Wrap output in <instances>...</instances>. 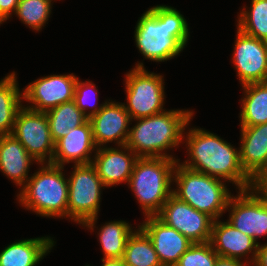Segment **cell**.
Listing matches in <instances>:
<instances>
[{
	"label": "cell",
	"instance_id": "32",
	"mask_svg": "<svg viewBox=\"0 0 267 266\" xmlns=\"http://www.w3.org/2000/svg\"><path fill=\"white\" fill-rule=\"evenodd\" d=\"M253 266H267V243L258 245L257 257Z\"/></svg>",
	"mask_w": 267,
	"mask_h": 266
},
{
	"label": "cell",
	"instance_id": "29",
	"mask_svg": "<svg viewBox=\"0 0 267 266\" xmlns=\"http://www.w3.org/2000/svg\"><path fill=\"white\" fill-rule=\"evenodd\" d=\"M217 257L210 242L193 243L175 266H215Z\"/></svg>",
	"mask_w": 267,
	"mask_h": 266
},
{
	"label": "cell",
	"instance_id": "11",
	"mask_svg": "<svg viewBox=\"0 0 267 266\" xmlns=\"http://www.w3.org/2000/svg\"><path fill=\"white\" fill-rule=\"evenodd\" d=\"M166 225L176 229L192 243H207L211 239L213 219L199 212L173 194L156 215Z\"/></svg>",
	"mask_w": 267,
	"mask_h": 266
},
{
	"label": "cell",
	"instance_id": "36",
	"mask_svg": "<svg viewBox=\"0 0 267 266\" xmlns=\"http://www.w3.org/2000/svg\"><path fill=\"white\" fill-rule=\"evenodd\" d=\"M4 22V20L2 19V17L0 16V24H2Z\"/></svg>",
	"mask_w": 267,
	"mask_h": 266
},
{
	"label": "cell",
	"instance_id": "25",
	"mask_svg": "<svg viewBox=\"0 0 267 266\" xmlns=\"http://www.w3.org/2000/svg\"><path fill=\"white\" fill-rule=\"evenodd\" d=\"M122 259L126 266H162L151 239L140 227L128 237Z\"/></svg>",
	"mask_w": 267,
	"mask_h": 266
},
{
	"label": "cell",
	"instance_id": "10",
	"mask_svg": "<svg viewBox=\"0 0 267 266\" xmlns=\"http://www.w3.org/2000/svg\"><path fill=\"white\" fill-rule=\"evenodd\" d=\"M11 134L24 146L35 162L41 165L45 164V161L47 163V160L48 163L52 162L55 142L51 137L45 112L33 111L23 106L16 115Z\"/></svg>",
	"mask_w": 267,
	"mask_h": 266
},
{
	"label": "cell",
	"instance_id": "23",
	"mask_svg": "<svg viewBox=\"0 0 267 266\" xmlns=\"http://www.w3.org/2000/svg\"><path fill=\"white\" fill-rule=\"evenodd\" d=\"M244 98L240 112L241 126L267 123V81L242 86Z\"/></svg>",
	"mask_w": 267,
	"mask_h": 266
},
{
	"label": "cell",
	"instance_id": "35",
	"mask_svg": "<svg viewBox=\"0 0 267 266\" xmlns=\"http://www.w3.org/2000/svg\"><path fill=\"white\" fill-rule=\"evenodd\" d=\"M102 266H126L122 258L120 259H102Z\"/></svg>",
	"mask_w": 267,
	"mask_h": 266
},
{
	"label": "cell",
	"instance_id": "2",
	"mask_svg": "<svg viewBox=\"0 0 267 266\" xmlns=\"http://www.w3.org/2000/svg\"><path fill=\"white\" fill-rule=\"evenodd\" d=\"M135 28L136 47L151 61L164 62L174 58L188 42V23L170 6L157 5L148 9Z\"/></svg>",
	"mask_w": 267,
	"mask_h": 266
},
{
	"label": "cell",
	"instance_id": "7",
	"mask_svg": "<svg viewBox=\"0 0 267 266\" xmlns=\"http://www.w3.org/2000/svg\"><path fill=\"white\" fill-rule=\"evenodd\" d=\"M104 187L92 163L74 164V171L68 178L67 217L94 230L100 207V190Z\"/></svg>",
	"mask_w": 267,
	"mask_h": 266
},
{
	"label": "cell",
	"instance_id": "31",
	"mask_svg": "<svg viewBox=\"0 0 267 266\" xmlns=\"http://www.w3.org/2000/svg\"><path fill=\"white\" fill-rule=\"evenodd\" d=\"M20 0H0V16L4 21L8 20L16 12Z\"/></svg>",
	"mask_w": 267,
	"mask_h": 266
},
{
	"label": "cell",
	"instance_id": "33",
	"mask_svg": "<svg viewBox=\"0 0 267 266\" xmlns=\"http://www.w3.org/2000/svg\"><path fill=\"white\" fill-rule=\"evenodd\" d=\"M247 261L248 260H246V262L244 263L241 260L218 256L215 266H247V263H248Z\"/></svg>",
	"mask_w": 267,
	"mask_h": 266
},
{
	"label": "cell",
	"instance_id": "12",
	"mask_svg": "<svg viewBox=\"0 0 267 266\" xmlns=\"http://www.w3.org/2000/svg\"><path fill=\"white\" fill-rule=\"evenodd\" d=\"M77 77L72 74L41 77L23 90V100L31 102L26 108L46 112L73 100Z\"/></svg>",
	"mask_w": 267,
	"mask_h": 266
},
{
	"label": "cell",
	"instance_id": "6",
	"mask_svg": "<svg viewBox=\"0 0 267 266\" xmlns=\"http://www.w3.org/2000/svg\"><path fill=\"white\" fill-rule=\"evenodd\" d=\"M173 181L177 184V189H173L174 196L213 220L219 219L227 210L231 193L224 180L186 168L178 161Z\"/></svg>",
	"mask_w": 267,
	"mask_h": 266
},
{
	"label": "cell",
	"instance_id": "14",
	"mask_svg": "<svg viewBox=\"0 0 267 266\" xmlns=\"http://www.w3.org/2000/svg\"><path fill=\"white\" fill-rule=\"evenodd\" d=\"M131 120L124 103L105 101L98 113L89 118L95 146L99 148L112 141L119 147L126 145Z\"/></svg>",
	"mask_w": 267,
	"mask_h": 266
},
{
	"label": "cell",
	"instance_id": "4",
	"mask_svg": "<svg viewBox=\"0 0 267 266\" xmlns=\"http://www.w3.org/2000/svg\"><path fill=\"white\" fill-rule=\"evenodd\" d=\"M179 159L139 157L128 185L140 203L145 216H156L173 194L171 184Z\"/></svg>",
	"mask_w": 267,
	"mask_h": 266
},
{
	"label": "cell",
	"instance_id": "17",
	"mask_svg": "<svg viewBox=\"0 0 267 266\" xmlns=\"http://www.w3.org/2000/svg\"><path fill=\"white\" fill-rule=\"evenodd\" d=\"M240 162L256 183L267 171V123L241 126Z\"/></svg>",
	"mask_w": 267,
	"mask_h": 266
},
{
	"label": "cell",
	"instance_id": "20",
	"mask_svg": "<svg viewBox=\"0 0 267 266\" xmlns=\"http://www.w3.org/2000/svg\"><path fill=\"white\" fill-rule=\"evenodd\" d=\"M34 160L12 134L0 136V170L16 185L26 184L30 163Z\"/></svg>",
	"mask_w": 267,
	"mask_h": 266
},
{
	"label": "cell",
	"instance_id": "9",
	"mask_svg": "<svg viewBox=\"0 0 267 266\" xmlns=\"http://www.w3.org/2000/svg\"><path fill=\"white\" fill-rule=\"evenodd\" d=\"M231 210L229 222L235 229L257 241L258 237L267 235V193L256 186L239 190L232 195L227 209Z\"/></svg>",
	"mask_w": 267,
	"mask_h": 266
},
{
	"label": "cell",
	"instance_id": "34",
	"mask_svg": "<svg viewBox=\"0 0 267 266\" xmlns=\"http://www.w3.org/2000/svg\"><path fill=\"white\" fill-rule=\"evenodd\" d=\"M255 186L262 192L267 193V171L263 176L255 183Z\"/></svg>",
	"mask_w": 267,
	"mask_h": 266
},
{
	"label": "cell",
	"instance_id": "13",
	"mask_svg": "<svg viewBox=\"0 0 267 266\" xmlns=\"http://www.w3.org/2000/svg\"><path fill=\"white\" fill-rule=\"evenodd\" d=\"M233 63L242 86L267 81V41L237 30Z\"/></svg>",
	"mask_w": 267,
	"mask_h": 266
},
{
	"label": "cell",
	"instance_id": "19",
	"mask_svg": "<svg viewBox=\"0 0 267 266\" xmlns=\"http://www.w3.org/2000/svg\"><path fill=\"white\" fill-rule=\"evenodd\" d=\"M210 243L220 257L240 260L252 253L250 263L254 264L259 242L235 229L229 222L213 221Z\"/></svg>",
	"mask_w": 267,
	"mask_h": 266
},
{
	"label": "cell",
	"instance_id": "26",
	"mask_svg": "<svg viewBox=\"0 0 267 266\" xmlns=\"http://www.w3.org/2000/svg\"><path fill=\"white\" fill-rule=\"evenodd\" d=\"M134 231L125 221H111L101 227L98 235L104 252V259L123 258L128 237Z\"/></svg>",
	"mask_w": 267,
	"mask_h": 266
},
{
	"label": "cell",
	"instance_id": "28",
	"mask_svg": "<svg viewBox=\"0 0 267 266\" xmlns=\"http://www.w3.org/2000/svg\"><path fill=\"white\" fill-rule=\"evenodd\" d=\"M51 4L48 0H20L15 14L24 24L40 31L50 17Z\"/></svg>",
	"mask_w": 267,
	"mask_h": 266
},
{
	"label": "cell",
	"instance_id": "27",
	"mask_svg": "<svg viewBox=\"0 0 267 266\" xmlns=\"http://www.w3.org/2000/svg\"><path fill=\"white\" fill-rule=\"evenodd\" d=\"M237 25L244 34L267 41V0H251L249 10L241 11Z\"/></svg>",
	"mask_w": 267,
	"mask_h": 266
},
{
	"label": "cell",
	"instance_id": "1",
	"mask_svg": "<svg viewBox=\"0 0 267 266\" xmlns=\"http://www.w3.org/2000/svg\"><path fill=\"white\" fill-rule=\"evenodd\" d=\"M186 135L185 141L191 160H186L181 165L196 172L233 182L232 184L239 190L255 186V182L241 166L239 150L231 144L201 128H191Z\"/></svg>",
	"mask_w": 267,
	"mask_h": 266
},
{
	"label": "cell",
	"instance_id": "8",
	"mask_svg": "<svg viewBox=\"0 0 267 266\" xmlns=\"http://www.w3.org/2000/svg\"><path fill=\"white\" fill-rule=\"evenodd\" d=\"M162 77L146 71L143 63H137L135 68L126 74L127 104H124V107L131 119L149 117L165 111V82Z\"/></svg>",
	"mask_w": 267,
	"mask_h": 266
},
{
	"label": "cell",
	"instance_id": "5",
	"mask_svg": "<svg viewBox=\"0 0 267 266\" xmlns=\"http://www.w3.org/2000/svg\"><path fill=\"white\" fill-rule=\"evenodd\" d=\"M45 164L20 188L19 203L40 216L67 218L68 179L64 178V167Z\"/></svg>",
	"mask_w": 267,
	"mask_h": 266
},
{
	"label": "cell",
	"instance_id": "18",
	"mask_svg": "<svg viewBox=\"0 0 267 266\" xmlns=\"http://www.w3.org/2000/svg\"><path fill=\"white\" fill-rule=\"evenodd\" d=\"M95 148L91 123L70 129V132L55 142L52 164L64 167L65 163L90 164Z\"/></svg>",
	"mask_w": 267,
	"mask_h": 266
},
{
	"label": "cell",
	"instance_id": "15",
	"mask_svg": "<svg viewBox=\"0 0 267 266\" xmlns=\"http://www.w3.org/2000/svg\"><path fill=\"white\" fill-rule=\"evenodd\" d=\"M140 227L151 239L162 266H175L192 242L157 216H146Z\"/></svg>",
	"mask_w": 267,
	"mask_h": 266
},
{
	"label": "cell",
	"instance_id": "22",
	"mask_svg": "<svg viewBox=\"0 0 267 266\" xmlns=\"http://www.w3.org/2000/svg\"><path fill=\"white\" fill-rule=\"evenodd\" d=\"M15 72L0 81V136L11 134L16 115L23 107Z\"/></svg>",
	"mask_w": 267,
	"mask_h": 266
},
{
	"label": "cell",
	"instance_id": "30",
	"mask_svg": "<svg viewBox=\"0 0 267 266\" xmlns=\"http://www.w3.org/2000/svg\"><path fill=\"white\" fill-rule=\"evenodd\" d=\"M93 94L94 93V96L93 98L97 99V90H96V87H95V84H93L91 81H85V82H80L79 79H77L76 81V84H75V90H74V96H73V101L75 102V104L77 105V107L88 117H92L93 115L97 114L98 111L104 106L105 103L99 105L98 107L97 106H94L93 105L91 106L92 107V110L89 112H87L88 108L87 106L90 105V103L88 104V101H90L91 98L89 97H92L90 96L89 94L91 93ZM91 94V95H92ZM93 99V100H95ZM87 109V110H86Z\"/></svg>",
	"mask_w": 267,
	"mask_h": 266
},
{
	"label": "cell",
	"instance_id": "21",
	"mask_svg": "<svg viewBox=\"0 0 267 266\" xmlns=\"http://www.w3.org/2000/svg\"><path fill=\"white\" fill-rule=\"evenodd\" d=\"M53 246L48 236L17 241L0 252V266H35Z\"/></svg>",
	"mask_w": 267,
	"mask_h": 266
},
{
	"label": "cell",
	"instance_id": "16",
	"mask_svg": "<svg viewBox=\"0 0 267 266\" xmlns=\"http://www.w3.org/2000/svg\"><path fill=\"white\" fill-rule=\"evenodd\" d=\"M121 148L123 150L111 147H99L95 150L92 164L106 187L129 182L134 165L139 158L126 145Z\"/></svg>",
	"mask_w": 267,
	"mask_h": 266
},
{
	"label": "cell",
	"instance_id": "24",
	"mask_svg": "<svg viewBox=\"0 0 267 266\" xmlns=\"http://www.w3.org/2000/svg\"><path fill=\"white\" fill-rule=\"evenodd\" d=\"M45 113L54 142L67 135L70 129L78 127L89 120L73 100L60 104Z\"/></svg>",
	"mask_w": 267,
	"mask_h": 266
},
{
	"label": "cell",
	"instance_id": "3",
	"mask_svg": "<svg viewBox=\"0 0 267 266\" xmlns=\"http://www.w3.org/2000/svg\"><path fill=\"white\" fill-rule=\"evenodd\" d=\"M193 114L194 112L188 110H168L135 119L138 122L130 128L126 146L138 157L175 159L163 152L182 142L183 132Z\"/></svg>",
	"mask_w": 267,
	"mask_h": 266
}]
</instances>
